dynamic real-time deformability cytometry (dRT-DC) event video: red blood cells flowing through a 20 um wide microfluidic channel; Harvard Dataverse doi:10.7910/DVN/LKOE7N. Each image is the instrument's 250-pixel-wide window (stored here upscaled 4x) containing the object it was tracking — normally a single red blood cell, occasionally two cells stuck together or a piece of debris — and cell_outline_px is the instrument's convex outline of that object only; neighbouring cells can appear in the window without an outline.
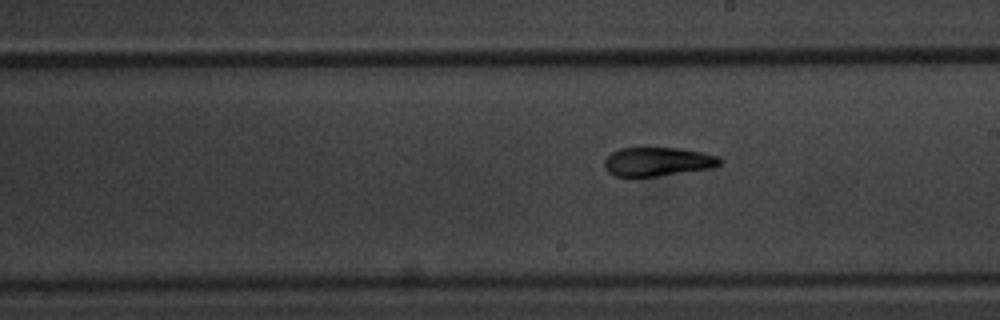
{"species": "common noctule bat (a hibernating species)", "species_latin": "Nyctalus noctula", "temperature_condition": "warm", "stored_images_in_passage": 10, "segment_of_instrument_passage": [2, 2], "camera_frame_rate_fps": 3000, "um_per_image_px": 0.085, "animal": {"sex": "male", "body_mass_g": 20.1, "forearm_length_mm": 53.5}, "frame": {"image": 1, "passage_image": 10, "time_ms": 11.667, "image_size_px": [1000, 320], "cell_outline_px": [[724, 160], [720, 164], [712, 168], [656, 176], [616, 176], [608, 172], [604, 168], [604, 160], [612, 152], [620, 148], [680, 148], [720, 156]], "centroid_in_image_um": [55.92, 13.73], "position_along_channel_um": 233.1, "area_um2": 19.36}}